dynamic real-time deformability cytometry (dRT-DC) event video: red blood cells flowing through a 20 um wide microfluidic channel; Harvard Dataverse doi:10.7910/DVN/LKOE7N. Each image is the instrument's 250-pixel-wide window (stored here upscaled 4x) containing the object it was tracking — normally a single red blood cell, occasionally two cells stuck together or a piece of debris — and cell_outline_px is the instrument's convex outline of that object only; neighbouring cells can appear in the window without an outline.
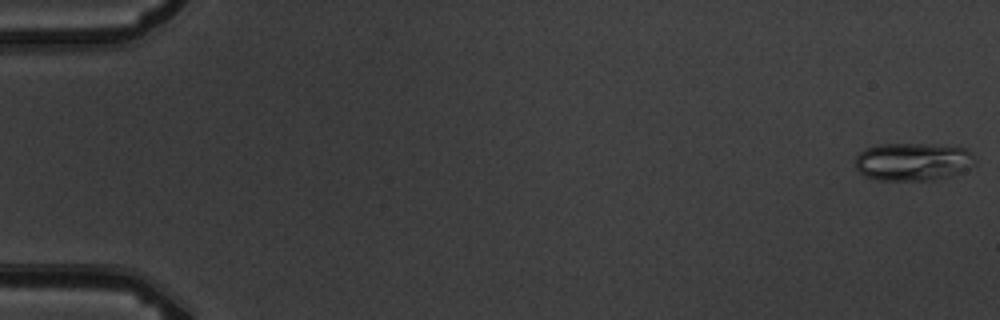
{"species": "common noctule bat (a hibernating species)", "species_latin": "Nyctalus noctula", "temperature_condition": "warm", "stored_images_in_passage": 5, "camera_frame_rate_fps": 3000, "um_per_image_px": 0.085, "animal": {"sex": "male", "body_mass_g": 19.5, "forearm_length_mm": 54.6}, "frame": {"image": 1, "passage_image": 1, "time_ms": 0.0, "image_size_px": [1000, 320], "cell_outline_px": [[976, 164], [952, 176], [932, 180], [876, 180], [864, 176], [856, 168], [856, 156], [864, 148], [880, 144], [936, 144], [964, 148], [976, 160]], "centroid_in_image_um": [77.58, 13.74], "position_along_channel_um": 7.4, "area_um2": 26.59}}
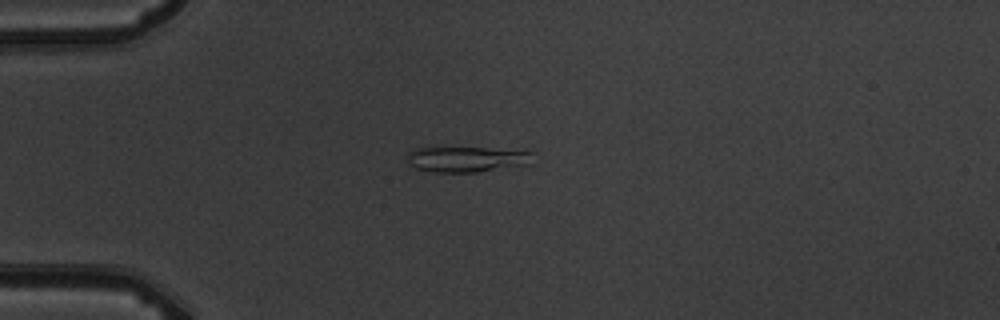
{"frame": {"image": 2, "passage_image": 5, "time_ms": 4.667, "image_size_px": [1000, 320], "cell_outline_px": [[532, 164], [476, 172], [432, 172], [416, 168], [408, 164], [408, 152], [412, 148], [436, 144], [444, 144], [532, 152]], "centroid_in_image_um": [39.55, 13.47], "position_along_channel_um": 45.5, "area_um2": 19.83}}